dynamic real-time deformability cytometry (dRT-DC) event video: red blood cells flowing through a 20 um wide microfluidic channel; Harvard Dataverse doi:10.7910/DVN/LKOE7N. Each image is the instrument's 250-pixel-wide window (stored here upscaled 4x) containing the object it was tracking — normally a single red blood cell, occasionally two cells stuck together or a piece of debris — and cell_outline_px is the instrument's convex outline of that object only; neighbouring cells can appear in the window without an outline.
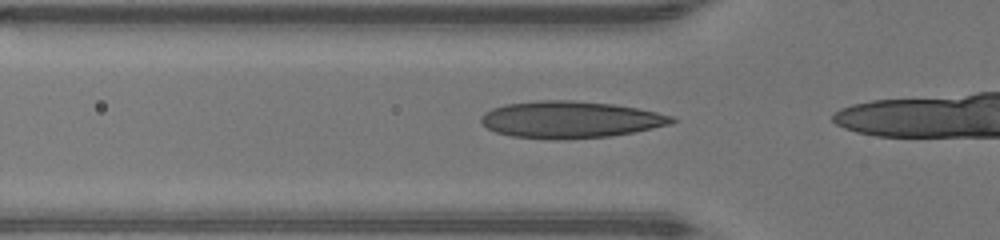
{"species": "human", "species_latin": "Homo sapiens", "temperature_condition": "warm", "stored_images_in_passage": 12, "camera_frame_rate_fps": 3000, "um_per_image_px": 0.085, "donor": {"sex": "male"}, "frame": {"image": 1, "passage_image": 8, "time_ms": 2.333, "image_size_px": [1000, 240], "cell_outline_px": [[676, 120], [672, 124], [612, 136], [568, 140], [512, 136], [496, 132], [488, 128], [480, 120], [480, 116], [484, 112], [492, 108], [504, 104], [536, 100], [572, 100], [612, 104], [636, 108], [656, 112], [672, 116]], "centroid_in_image_um": [48.45, 10.16], "position_along_channel_um": 77.3, "area_um2": 40.98}}
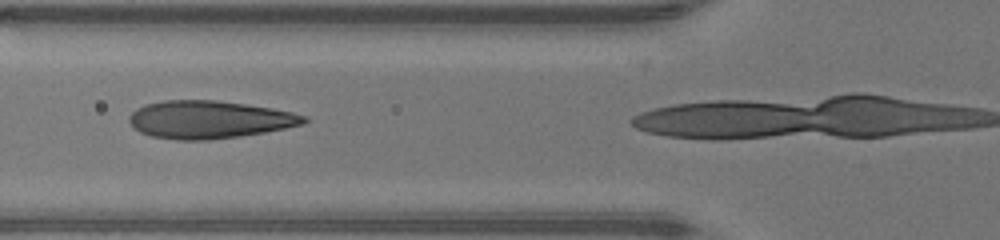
{"frame": {"image": 2, "passage_image": 10, "time_ms": 3.0, "image_size_px": [1000, 240], "cell_outline_px": [[308, 120], [304, 124], [264, 132], [240, 136], [208, 140], [176, 140], [152, 136], [140, 132], [132, 128], [128, 120], [128, 116], [136, 108], [144, 104], [164, 100], [216, 100], [272, 108], [292, 112], [308, 116]], "centroid_in_image_um": [17.75, 10.16], "position_along_channel_um": 108.1, "area_um2": 38.61}}